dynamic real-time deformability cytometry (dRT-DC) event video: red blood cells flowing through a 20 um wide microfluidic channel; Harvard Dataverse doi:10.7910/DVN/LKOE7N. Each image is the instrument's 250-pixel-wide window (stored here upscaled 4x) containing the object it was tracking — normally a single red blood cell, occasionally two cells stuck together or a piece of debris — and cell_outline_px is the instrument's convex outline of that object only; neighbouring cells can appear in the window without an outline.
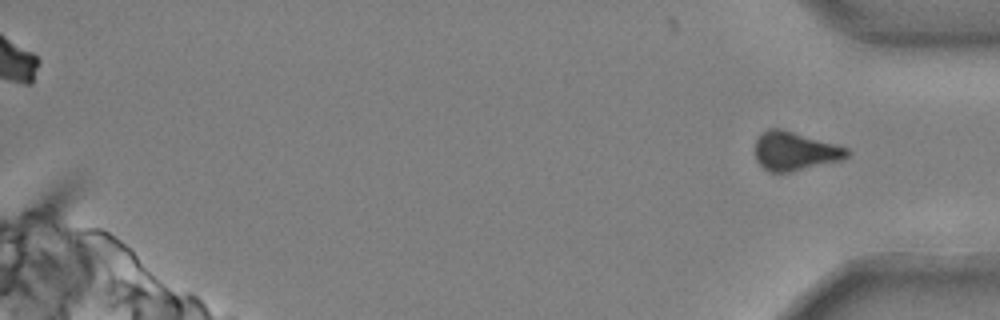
{"species": "common noctule bat (a hibernating species)", "species_latin": "Nyctalus noctula", "temperature_condition": "cold", "stored_images_in_passage": 53, "segment_of_instrument_passage": [2, 2], "camera_frame_rate_fps": 3000, "um_per_image_px": 0.085, "animal": {"sex": "male", "body_mass_g": 20.4}, "frame": {"image": 1, "passage_image": 53, "time_ms": 17.333, "image_size_px": [1000, 320], "cell_outline_px": [[852, 152], [848, 156], [840, 160], [788, 172], [768, 172], [756, 160], [756, 140], [760, 132], [768, 128], [780, 128], [848, 148]], "centroid_in_image_um": [67.54, 12.83], "position_along_channel_um": 367.7, "area_um2": 20.52}}